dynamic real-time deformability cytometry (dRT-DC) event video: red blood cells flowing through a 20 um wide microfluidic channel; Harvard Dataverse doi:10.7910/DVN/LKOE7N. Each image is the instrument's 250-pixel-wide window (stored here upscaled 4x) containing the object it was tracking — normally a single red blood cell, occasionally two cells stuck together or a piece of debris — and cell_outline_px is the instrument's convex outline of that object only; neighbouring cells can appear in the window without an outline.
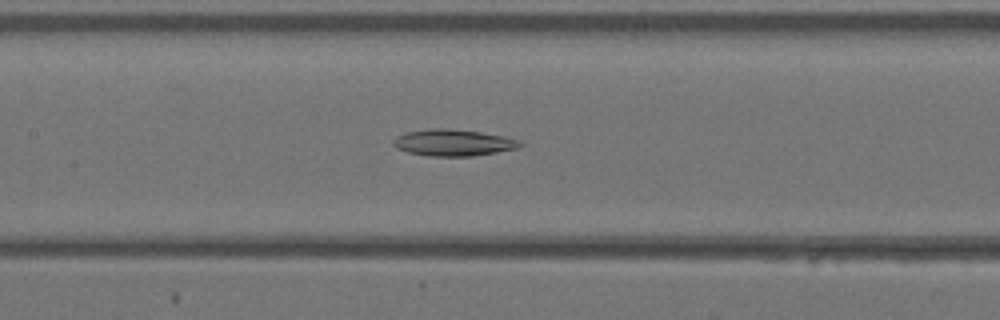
{"species": "Egyptian fruit bat (a non-hibernating species)", "species_latin": "Rousettus aegyptiacus", "temperature_condition": "warm", "stored_images_in_passage": 38, "camera_frame_rate_fps": 3000, "um_per_image_px": 0.085, "animal": {"sex": "female"}, "frame": {"image": 1, "passage_image": 17, "time_ms": 5.333, "image_size_px": [1000, 320], "cell_outline_px": [[524, 144], [516, 148], [496, 152], [472, 156], [428, 156], [408, 152], [396, 148], [392, 144], [392, 140], [396, 136], [408, 132], [428, 128], [444, 128], [480, 132], [504, 136], [520, 140]], "centroid_in_image_um": [38.5, 12.12], "position_along_channel_um": 168.9, "area_um2": 19.59}}
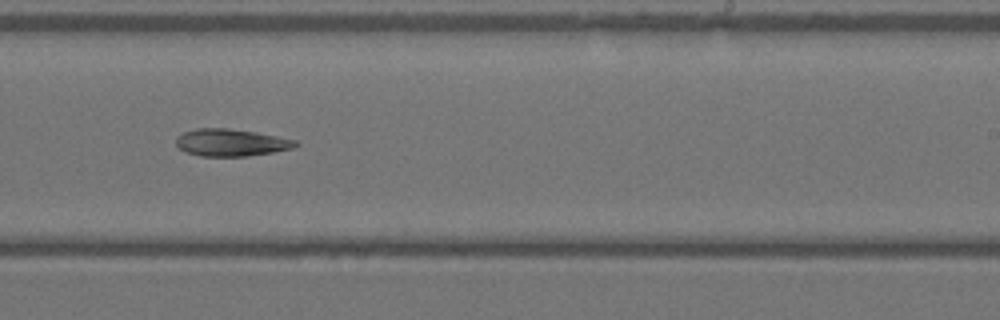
{"frame": {"image": 2, "passage_image": 23, "time_ms": 7.333, "image_size_px": [1000, 320], "cell_outline_px": [[300, 144], [292, 148], [272, 152], [248, 156], [200, 156], [184, 152], [176, 144], [176, 136], [184, 132], [196, 128], [228, 128], [256, 132], [296, 140]], "centroid_in_image_um": [19.61, 12.11], "position_along_channel_um": 269.4, "area_um2": 18.96}}
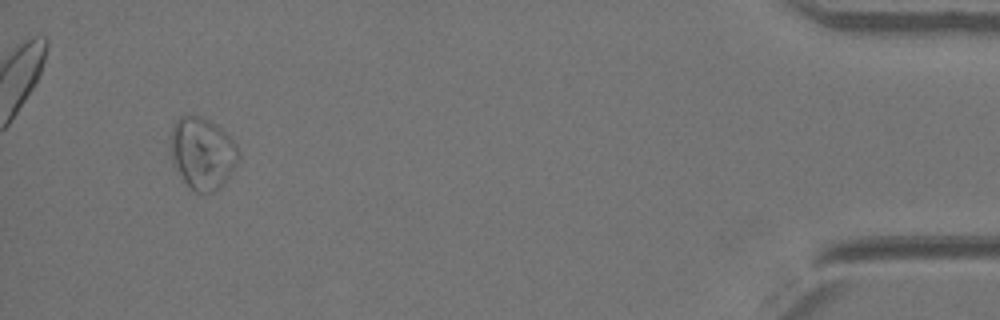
{"frame": {"image": 3, "passage_image": 36, "time_ms": 11.667, "image_size_px": [1000, 320], "cell_outline_px": [[240, 152], [236, 164], [232, 172], [224, 184], [220, 188], [212, 192], [196, 192], [184, 180], [172, 156], [172, 128], [176, 120], [184, 112], [200, 116], [216, 124], [236, 144]], "centroid_in_image_um": [17.24, 12.98], "position_along_channel_um": 418.0, "area_um2": 27.98}}